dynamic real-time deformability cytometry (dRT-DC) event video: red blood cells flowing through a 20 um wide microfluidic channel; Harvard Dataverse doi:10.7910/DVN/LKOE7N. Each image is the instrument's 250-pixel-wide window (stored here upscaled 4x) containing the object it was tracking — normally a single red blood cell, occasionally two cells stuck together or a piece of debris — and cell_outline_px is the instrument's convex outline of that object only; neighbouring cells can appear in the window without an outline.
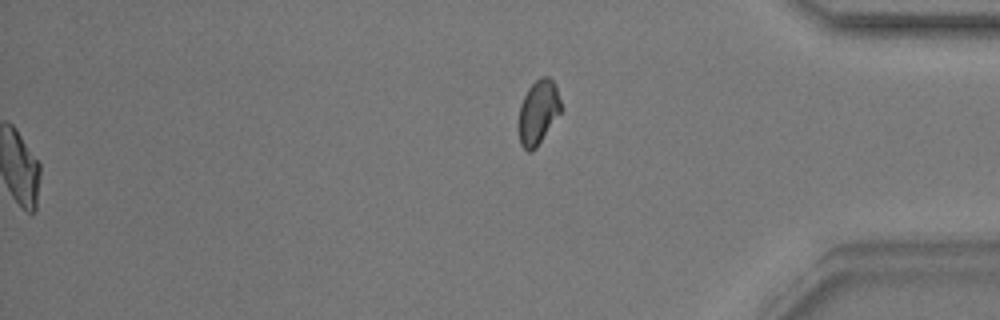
{"species": "common noctule bat (a hibernating species)", "species_latin": "Nyctalus noctula", "temperature_condition": "warm", "stored_images_in_passage": 53, "segment_of_instrument_passage": [2, 2], "camera_frame_rate_fps": 3000, "um_per_image_px": 0.085, "animal": {"sex": "male", "body_mass_g": 17.9}, "frame": {"image": 1, "passage_image": 53, "time_ms": 17.333, "image_size_px": [1000, 320], "cell_outline_px": [[564, 108], [536, 148], [532, 152], [528, 152], [520, 144], [520, 104], [528, 88], [540, 76], [548, 76], [556, 84]], "centroid_in_image_um": [45.8, 9.51], "position_along_channel_um": 389.4, "area_um2": 15.95}}